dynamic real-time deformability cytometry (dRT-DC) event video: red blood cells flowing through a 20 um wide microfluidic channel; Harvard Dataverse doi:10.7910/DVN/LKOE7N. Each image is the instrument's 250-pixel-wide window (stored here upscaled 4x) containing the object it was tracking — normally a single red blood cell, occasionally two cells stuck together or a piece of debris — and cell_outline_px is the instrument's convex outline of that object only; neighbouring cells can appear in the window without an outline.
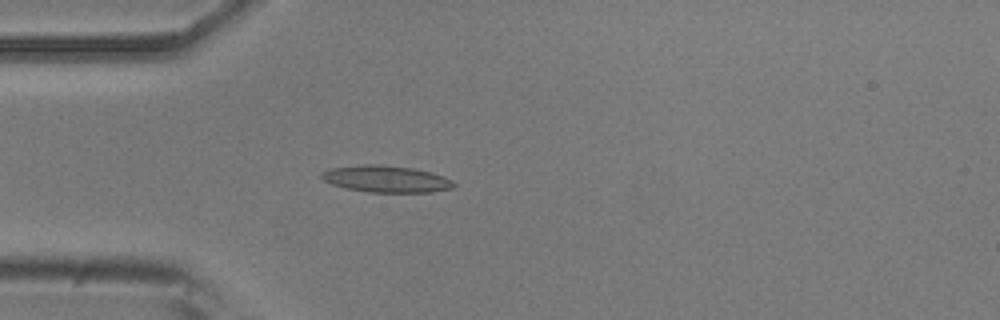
{"species": "common noctule bat (a hibernating species)", "species_latin": "Nyctalus noctula", "temperature_condition": "room temperature", "stored_images_in_passage": 53, "camera_frame_rate_fps": 3000, "um_per_image_px": 0.085, "animal": {"sex": "male", "body_mass_g": 20.5, "forearm_length_mm": 52.5}, "frame": {"image": 1, "passage_image": 15, "time_ms": 4.667, "image_size_px": [1000, 320], "cell_outline_px": [[456, 184], [452, 188], [432, 192], [368, 192], [344, 188], [332, 184], [324, 180], [320, 176], [320, 172], [332, 168], [360, 164], [380, 164], [412, 168], [432, 172], [444, 176], [452, 180]], "centroid_in_image_um": [32.82, 15.21], "position_along_channel_um": 52.2, "area_um2": 20.75}}
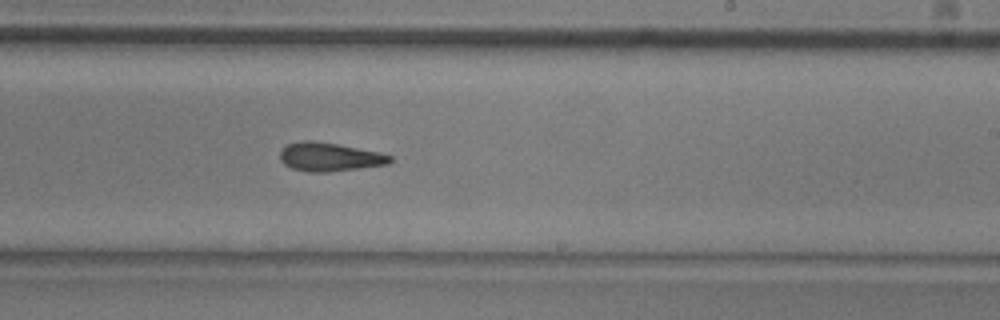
{"frame": {"image": 2, "passage_image": 32, "time_ms": 10.333, "image_size_px": [1000, 320], "cell_outline_px": [[392, 160], [388, 164], [324, 172], [308, 172], [292, 168], [284, 164], [280, 160], [280, 152], [288, 144], [304, 140], [312, 140], [336, 144], [380, 152], [392, 156]], "centroid_in_image_um": [27.99, 13.33], "position_along_channel_um": 261.0, "area_um2": 18.09}}
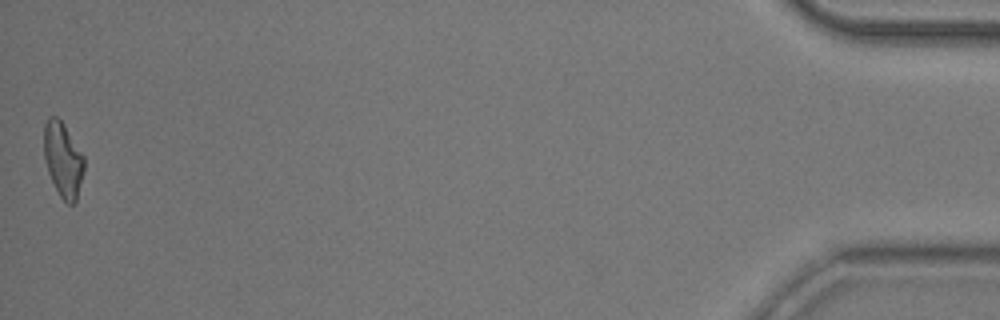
{"frame": {"image": 3, "passage_image": 53, "time_ms": 17.333, "image_size_px": [1000, 320], "cell_outline_px": [[84, 172], [76, 200], [72, 204], [68, 204], [60, 196], [48, 172], [44, 160], [44, 124], [48, 116], [56, 116], [64, 124], [84, 156]], "centroid_in_image_um": [5.35, 13.54], "position_along_channel_um": 429.8, "area_um2": 17.46}, "authors_computed_cell_mechanics": {"area_um2": 18.207, "velocity_mm_per_s": 3.8029, "shape_relaxation_time_tau1_ms": null, "shape_relaxation_time_tau2_ms": 5.4111, "deformation_change_tau1": null, "deformation_change_tau2": 0.1565}}